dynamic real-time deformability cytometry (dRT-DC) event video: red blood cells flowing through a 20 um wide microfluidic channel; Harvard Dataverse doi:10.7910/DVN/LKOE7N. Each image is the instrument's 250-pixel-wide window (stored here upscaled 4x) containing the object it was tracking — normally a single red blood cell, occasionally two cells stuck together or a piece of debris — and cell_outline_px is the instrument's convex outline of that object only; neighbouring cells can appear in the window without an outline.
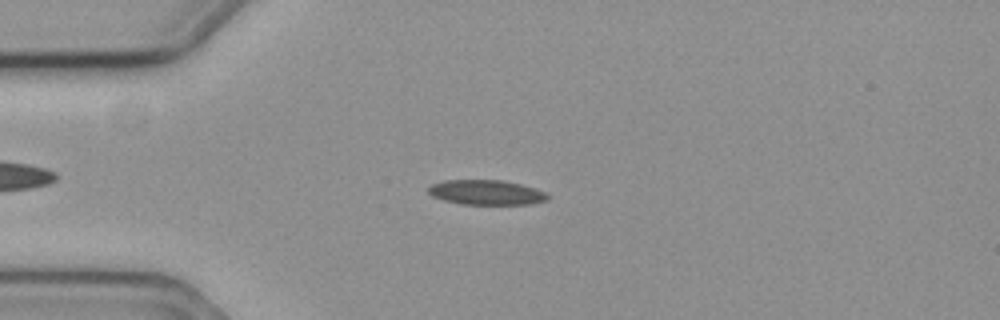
{"species": "common noctule bat (a hibernating species)", "species_latin": "Nyctalus noctula", "temperature_condition": "cold", "stored_images_in_passage": 55, "camera_frame_rate_fps": 3000, "um_per_image_px": 0.085, "animal": {"sex": "female", "body_mass_g": 19.3, "forearm_length_mm": 54.1}, "frame": {"image": 1, "passage_image": 12, "time_ms": 3.667, "image_size_px": [1000, 320], "cell_outline_px": [[548, 200], [532, 204], [460, 204], [444, 200], [432, 196], [428, 192], [428, 188], [432, 184], [444, 180], [504, 180], [536, 188], [544, 192], [548, 196]], "centroid_in_image_um": [41.33, 16.35], "position_along_channel_um": 43.7, "area_um2": 17.28}}
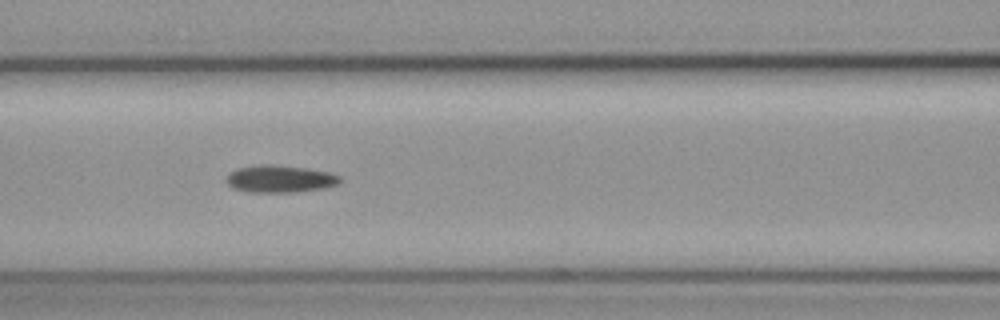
{"frame": {"image": 2, "passage_image": 22, "time_ms": 7.0, "image_size_px": [1000, 320], "cell_outline_px": [[340, 184], [328, 188], [296, 192], [252, 192], [232, 188], [224, 180], [236, 168], [260, 164], [272, 164], [308, 168], [328, 172], [340, 176]], "centroid_in_image_um": [23.82, 15.2], "position_along_channel_um": 142.8, "area_um2": 18.26}}
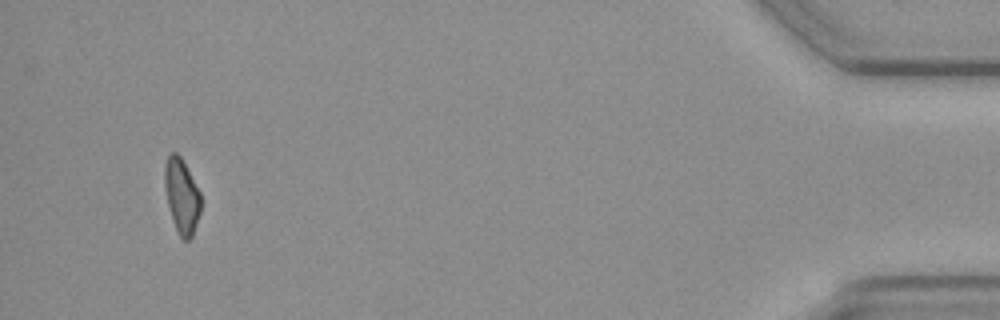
{"frame": {"image": 3, "passage_image": 52, "time_ms": 17.0, "image_size_px": [1000, 320], "cell_outline_px": [[200, 212], [192, 236], [188, 240], [184, 240], [176, 232], [172, 220], [168, 204], [164, 184], [164, 168], [168, 156], [172, 152], [176, 152], [180, 156], [200, 192]], "centroid_in_image_um": [15.43, 16.68], "position_along_channel_um": 419.8, "area_um2": 15.55}}